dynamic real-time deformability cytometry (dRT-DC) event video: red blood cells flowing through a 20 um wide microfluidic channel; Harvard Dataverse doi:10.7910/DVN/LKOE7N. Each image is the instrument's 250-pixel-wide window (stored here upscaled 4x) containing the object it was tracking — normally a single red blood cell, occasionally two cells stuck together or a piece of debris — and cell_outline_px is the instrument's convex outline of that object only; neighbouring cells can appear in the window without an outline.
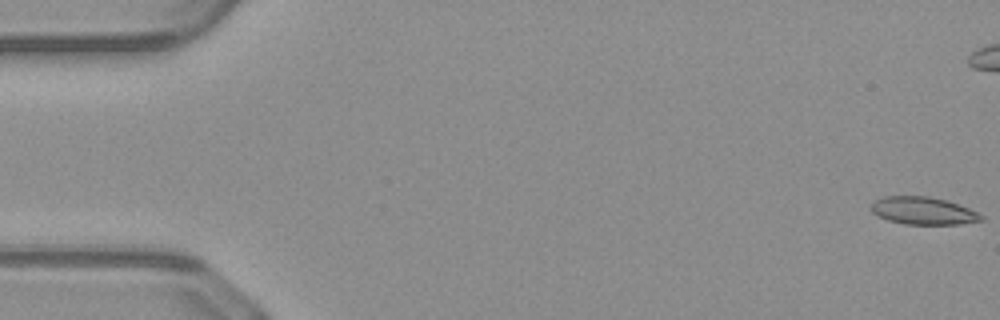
{"species": "common noctule bat (a hibernating species)", "species_latin": "Nyctalus noctula", "temperature_condition": "warm", "stored_images_in_passage": 52, "camera_frame_rate_fps": 3000, "um_per_image_px": 0.085, "animal": {"sex": "male", "body_mass_g": 23.1, "forearm_length_mm": 52.7}, "frame": {"image": 1, "passage_image": 1, "time_ms": 0.0, "image_size_px": [1000, 320], "cell_outline_px": [[984, 220], [960, 224], [904, 224], [888, 220], [872, 212], [872, 200], [884, 196], [928, 196], [944, 200], [968, 208], [984, 216]], "centroid_in_image_um": [78.45, 17.91], "position_along_channel_um": 6.5, "area_um2": 17.51}}
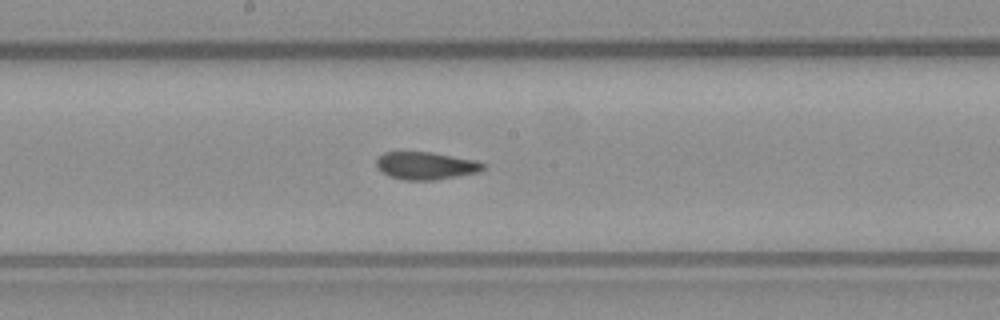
{"frame": {"image": 2, "passage_image": 27, "time_ms": 8.667, "image_size_px": [1000, 320], "cell_outline_px": [[488, 164], [480, 172], [436, 180], [404, 180], [388, 176], [380, 172], [376, 164], [376, 160], [384, 152], [432, 152], [476, 160]], "centroid_in_image_um": [36.22, 14.09], "position_along_channel_um": 212.0, "area_um2": 17.4}}
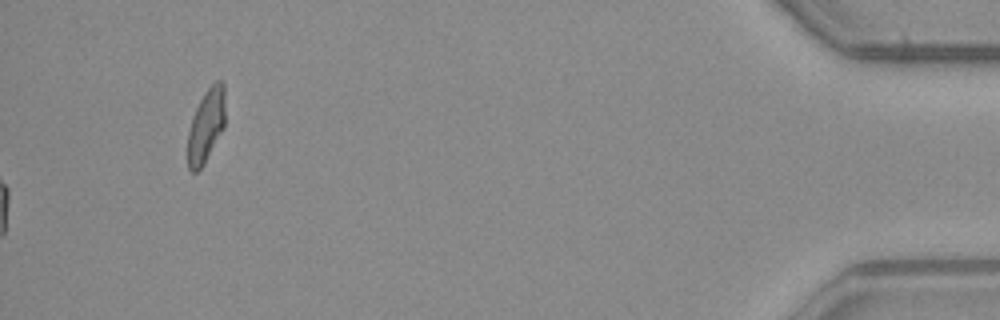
{"frame": {"image": 3, "passage_image": 52, "time_ms": 17.0, "image_size_px": [1000, 320], "cell_outline_px": [[224, 128], [204, 164], [196, 172], [192, 172], [188, 168], [188, 132], [196, 108], [204, 92], [216, 80], [220, 80], [224, 84]], "centroid_in_image_um": [17.52, 10.69], "position_along_channel_um": 417.7, "area_um2": 15.84}, "authors_computed_cell_mechanics": {"area_um2": 17.629, "velocity_mm_per_s": 4.1082, "shape_relaxation_time_tau1_ms": null, "shape_relaxation_time_tau2_ms": 1.3729, "deformation_change_tau1": null, "deformation_change_tau2": 0.0594}}